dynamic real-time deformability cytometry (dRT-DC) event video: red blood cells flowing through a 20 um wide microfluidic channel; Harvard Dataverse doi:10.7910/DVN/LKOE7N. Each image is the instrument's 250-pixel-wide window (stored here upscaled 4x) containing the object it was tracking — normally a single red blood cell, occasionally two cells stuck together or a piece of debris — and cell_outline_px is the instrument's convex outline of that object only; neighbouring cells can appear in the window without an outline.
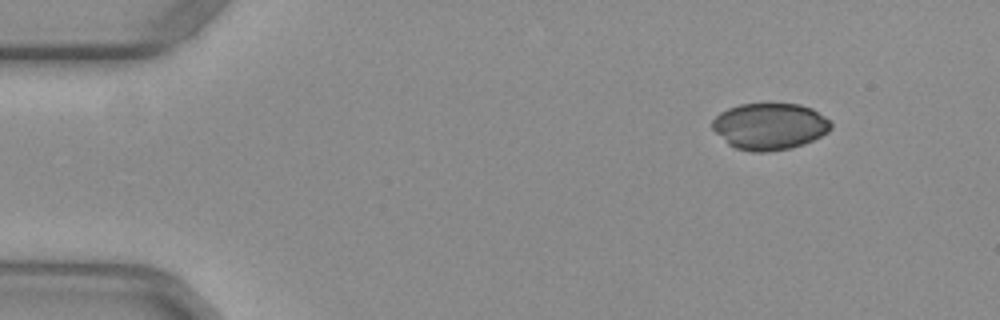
{"species": "common noctule bat (a hibernating species)", "species_latin": "Nyctalus noctula", "temperature_condition": "warm", "stored_images_in_passage": 22, "camera_frame_rate_fps": 3000, "um_per_image_px": 0.085, "animal": {"sex": "female", "body_mass_g": 29.2, "forearm_length_mm": 56.3}, "frame": {"image": 1, "passage_image": 1, "time_ms": 0.0, "image_size_px": [1000, 320], "cell_outline_px": [[832, 128], [828, 132], [804, 144], [788, 148], [768, 152], [752, 152], [736, 148], [728, 144], [712, 128], [712, 120], [720, 112], [728, 108], [740, 104], [800, 104], [812, 108], [824, 116], [832, 124]], "centroid_in_image_um": [65.42, 10.74], "position_along_channel_um": 19.6, "area_um2": 32.14}}